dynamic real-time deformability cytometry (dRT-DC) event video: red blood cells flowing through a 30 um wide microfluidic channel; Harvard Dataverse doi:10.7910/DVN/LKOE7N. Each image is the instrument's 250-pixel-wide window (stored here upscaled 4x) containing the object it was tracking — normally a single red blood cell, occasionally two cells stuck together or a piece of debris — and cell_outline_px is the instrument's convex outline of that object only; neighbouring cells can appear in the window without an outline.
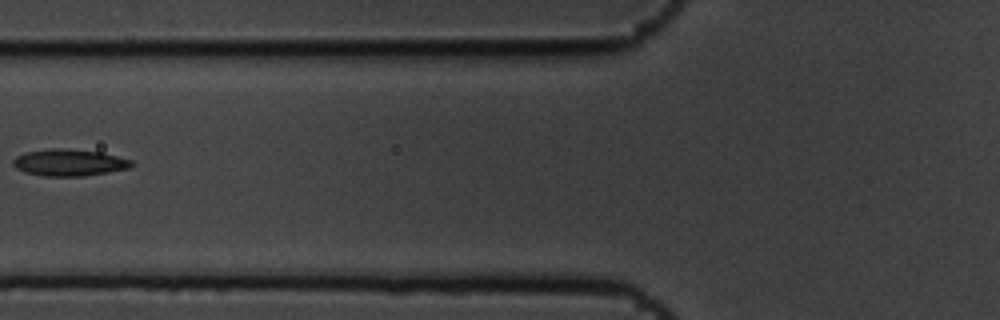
{"species": "common noctule bat (a hibernating species)", "species_latin": "Nyctalus noctula", "temperature_condition": "cold", "stored_images_in_passage": 5, "camera_frame_rate_fps": 3000, "um_per_image_px": 0.085, "animal": {"sex": "male", "body_mass_g": 19.5, "forearm_length_mm": 54.6}, "frame": {"image": 1, "passage_image": 5, "time_ms": 1.333, "image_size_px": [1000, 320], "cell_outline_px": [[132, 164], [128, 168], [108, 172], [84, 176], [44, 176], [24, 172], [16, 168], [12, 164], [12, 160], [16, 156], [24, 152], [48, 148], [60, 148], [100, 152], [132, 160]], "centroid_in_image_um": [5.81, 13.81], "position_along_channel_um": 120.0, "area_um2": 18.44}}